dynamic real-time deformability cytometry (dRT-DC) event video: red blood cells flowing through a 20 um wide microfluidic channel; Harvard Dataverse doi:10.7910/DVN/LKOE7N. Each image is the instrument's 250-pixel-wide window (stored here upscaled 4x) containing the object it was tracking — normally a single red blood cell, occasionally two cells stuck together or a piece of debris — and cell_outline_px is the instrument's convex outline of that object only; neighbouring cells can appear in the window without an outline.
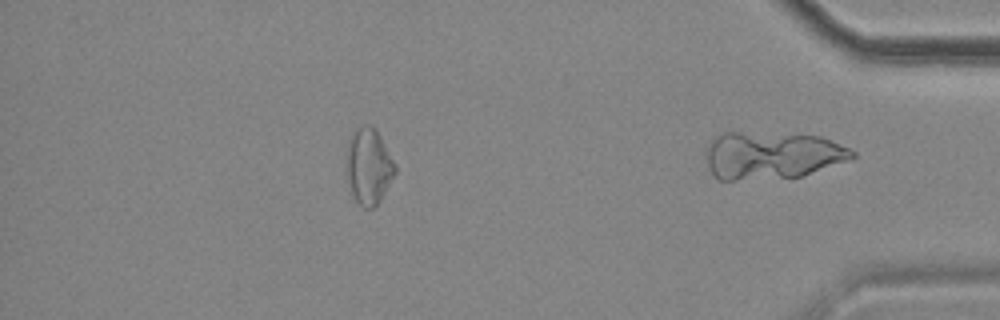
{"species": "common noctule bat (a hibernating species)", "species_latin": "Nyctalus noctula", "temperature_condition": "cold", "stored_images_in_passage": 48, "segment_of_instrument_passage": [2, 2], "camera_frame_rate_fps": 3000, "um_per_image_px": 0.085, "animal": {"sex": "female", "body_mass_g": 18.4}, "frame": {"image": 1, "passage_image": 48, "time_ms": 15.667, "image_size_px": [1000, 320], "cell_outline_px": [[856, 156], [848, 160], [800, 176], [736, 180], [720, 180], [712, 172], [708, 164], [704, 152], [708, 144], [716, 136], [724, 132], [740, 132], [820, 136], [848, 148], [856, 152]], "centroid_in_image_um": [65.57, 13.2], "position_along_channel_um": 369.6, "area_um2": 39.88}}